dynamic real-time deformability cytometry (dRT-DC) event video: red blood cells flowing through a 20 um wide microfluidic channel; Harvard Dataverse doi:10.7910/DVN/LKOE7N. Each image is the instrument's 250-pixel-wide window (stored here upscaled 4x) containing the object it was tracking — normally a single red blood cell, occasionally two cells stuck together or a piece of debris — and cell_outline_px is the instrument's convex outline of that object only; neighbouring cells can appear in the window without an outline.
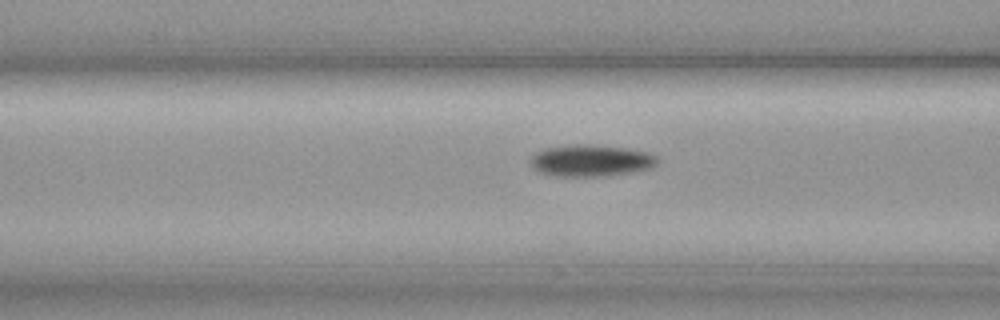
{"species": "common noctule bat (a hibernating species)", "species_latin": "Nyctalus noctula", "temperature_condition": "cold", "stored_images_in_passage": 40, "camera_frame_rate_fps": 3000, "um_per_image_px": 0.085, "animal": {"sex": "female", "body_mass_g": 19.3, "forearm_length_mm": 54.1}, "frame": {"image": 1, "passage_image": 18, "time_ms": 5.667, "image_size_px": [1000, 320], "cell_outline_px": [[656, 164], [652, 168], [632, 172], [608, 176], [560, 176], [540, 172], [532, 164], [532, 156], [548, 148], [572, 144], [588, 144], [628, 148], [644, 152], [656, 156]], "centroid_in_image_um": [50.28, 13.65], "position_along_channel_um": 116.3, "area_um2": 23.0}}
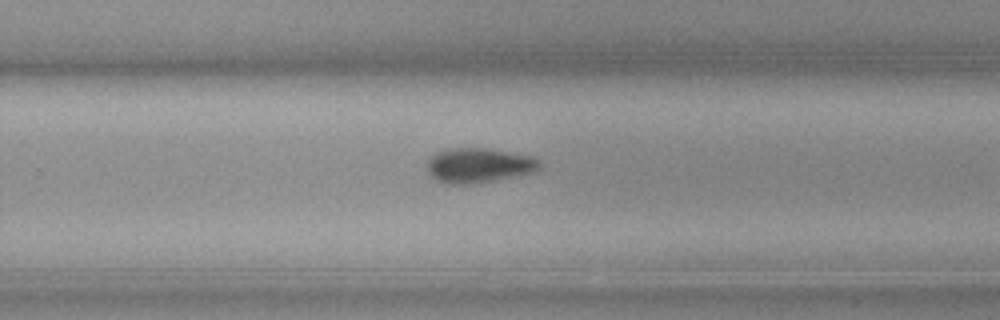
{"frame": {"image": 2, "passage_image": 32, "time_ms": 10.333, "image_size_px": [1000, 320], "cell_outline_px": [[540, 168], [532, 172], [496, 180], [472, 184], [444, 184], [436, 180], [428, 172], [428, 156], [436, 152], [448, 148], [488, 148], [532, 156], [540, 164]], "centroid_in_image_um": [40.64, 14.05], "position_along_channel_um": 289.2, "area_um2": 22.83}}
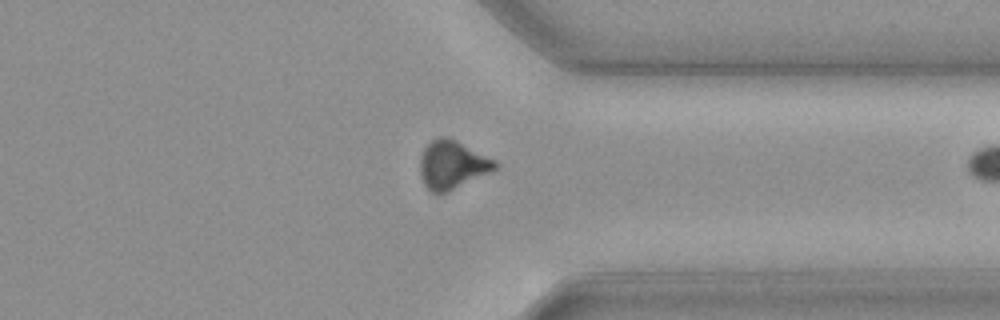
{"frame": {"image": 3, "passage_image": 39, "time_ms": 12.667, "image_size_px": [1000, 320], "cell_outline_px": [[496, 168], [448, 192], [436, 196], [424, 184], [420, 176], [420, 156], [424, 148], [436, 136], [448, 136], [456, 140], [492, 160], [496, 164]], "centroid_in_image_um": [38.34, 14.01], "position_along_channel_um": 373.1, "area_um2": 20.75}}